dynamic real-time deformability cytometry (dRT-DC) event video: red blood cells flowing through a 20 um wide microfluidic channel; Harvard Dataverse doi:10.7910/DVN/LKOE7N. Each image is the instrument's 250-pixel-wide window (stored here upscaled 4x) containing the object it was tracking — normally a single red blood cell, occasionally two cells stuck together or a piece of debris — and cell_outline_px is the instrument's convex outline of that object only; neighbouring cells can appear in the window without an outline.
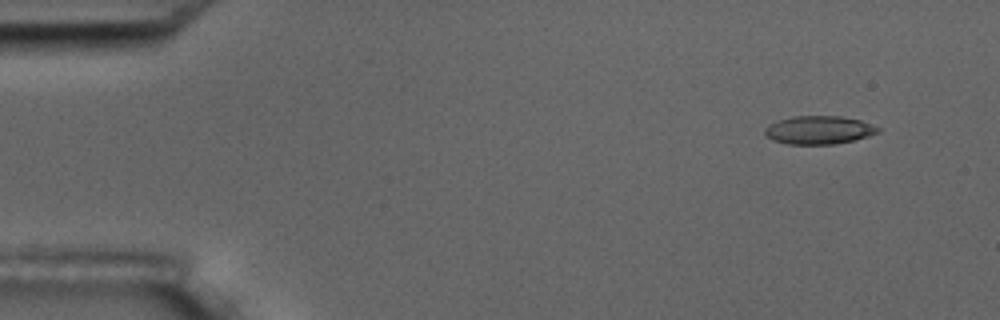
{"species": "common noctule bat (a hibernating species)", "species_latin": "Nyctalus noctula", "temperature_condition": "room temperature", "stored_images_in_passage": 5, "camera_frame_rate_fps": 3000, "um_per_image_px": 0.085, "animal": {"sex": "male", "body_mass_g": 17.5, "forearm_length_mm": 52.3}, "frame": {"image": 1, "passage_image": 1, "time_ms": 0.0, "image_size_px": [1000, 320], "cell_outline_px": [[880, 132], [868, 136], [836, 144], [788, 144], [772, 140], [764, 132], [764, 128], [768, 124], [776, 120], [792, 116], [840, 116], [860, 120], [872, 124], [880, 128]], "centroid_in_image_um": [69.58, 11.04], "position_along_channel_um": 15.4, "area_um2": 18.73}}
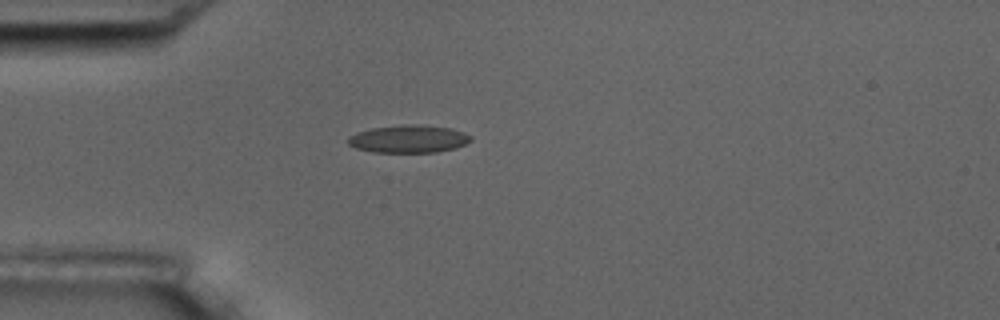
{"frame": {"image": 2, "passage_image": 4, "time_ms": 3.667, "image_size_px": [1000, 320], "cell_outline_px": [[472, 140], [456, 148], [436, 152], [372, 152], [356, 148], [348, 144], [348, 136], [356, 132], [372, 128], [404, 124], [412, 124], [452, 128], [464, 132], [472, 136]], "centroid_in_image_um": [34.73, 11.8], "position_along_channel_um": 50.3, "area_um2": 19.88}}